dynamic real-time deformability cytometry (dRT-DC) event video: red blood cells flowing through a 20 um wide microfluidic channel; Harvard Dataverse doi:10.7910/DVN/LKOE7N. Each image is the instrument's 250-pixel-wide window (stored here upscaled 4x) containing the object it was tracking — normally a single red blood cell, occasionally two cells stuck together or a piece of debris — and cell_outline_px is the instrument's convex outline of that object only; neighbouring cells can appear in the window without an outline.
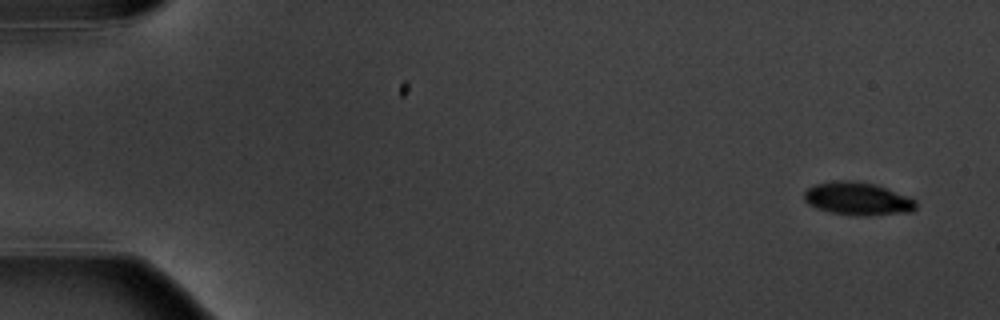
{"species": "common noctule bat (a hibernating species)", "species_latin": "Nyctalus noctula", "temperature_condition": "warm", "stored_images_in_passage": 11, "camera_frame_rate_fps": 3000, "um_per_image_px": 0.085, "animal": {"sex": "male", "body_mass_g": 20.1, "forearm_length_mm": 53.5}, "frame": {"image": 1, "passage_image": 1, "time_ms": 0.0, "image_size_px": [1000, 320], "cell_outline_px": [[916, 208], [912, 212], [868, 216], [856, 216], [828, 212], [816, 208], [808, 204], [804, 200], [804, 192], [808, 188], [816, 184], [840, 180], [844, 180], [872, 184], [908, 196], [916, 200]], "centroid_in_image_um": [72.89, 16.92], "position_along_channel_um": 12.1, "area_um2": 21.39}}
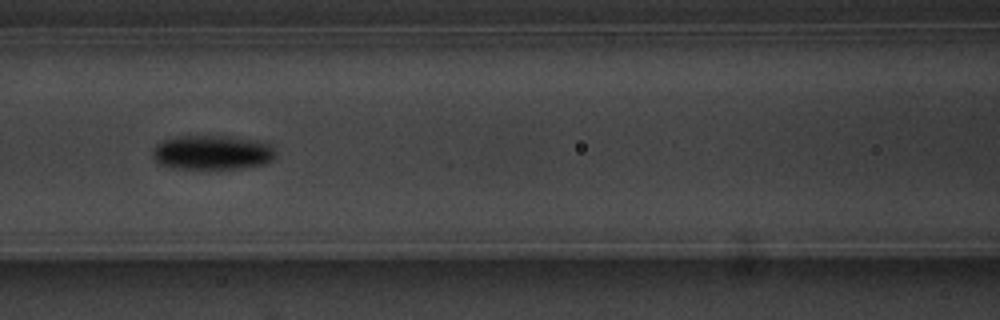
{"frame": {"image": 2, "passage_image": 7, "time_ms": 7.667, "image_size_px": [1000, 320], "cell_outline_px": [[276, 156], [272, 160], [264, 164], [244, 168], [176, 168], [156, 164], [152, 156], [152, 148], [156, 144], [164, 140], [176, 136], [232, 136], [256, 140], [268, 144], [276, 152]], "centroid_in_image_um": [18.01, 12.95], "position_along_channel_um": 148.6, "area_um2": 24.85}}
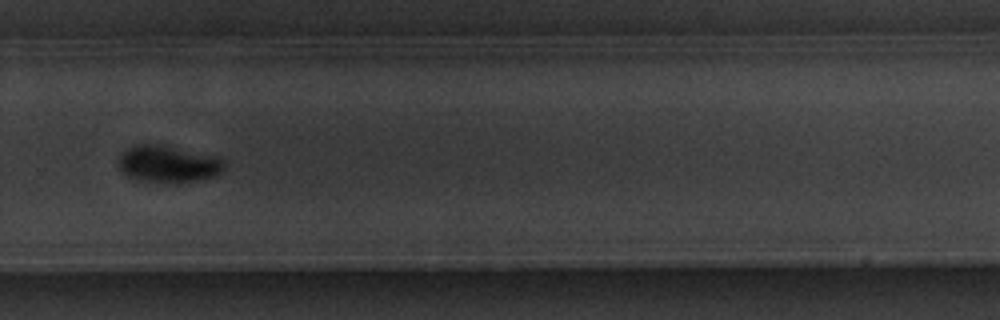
{"frame": {"image": 3, "passage_image": 11, "time_ms": 12.333, "image_size_px": [1000, 320], "cell_outline_px": [[224, 168], [216, 176], [196, 180], [140, 180], [128, 176], [120, 172], [120, 152], [136, 144], [160, 144], [224, 160]], "centroid_in_image_um": [14.22, 13.91], "position_along_channel_um": 315.6, "area_um2": 21.62}}